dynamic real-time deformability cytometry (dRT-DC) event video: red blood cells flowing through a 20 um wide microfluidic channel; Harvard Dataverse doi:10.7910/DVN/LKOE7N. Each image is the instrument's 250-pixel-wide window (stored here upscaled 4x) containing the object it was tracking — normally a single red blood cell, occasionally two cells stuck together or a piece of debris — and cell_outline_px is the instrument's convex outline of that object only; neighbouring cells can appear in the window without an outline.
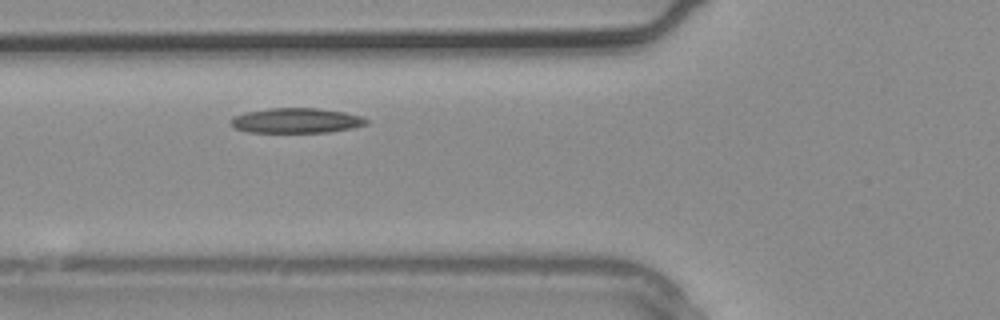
{"species": "common noctule bat (a hibernating species)", "species_latin": "Nyctalus noctula", "temperature_condition": "warm", "stored_images_in_passage": 2, "camera_frame_rate_fps": 3000, "um_per_image_px": 0.085, "animal": {"sex": "male", "body_mass_g": 20.4}, "frame": {"image": 1, "passage_image": 2, "time_ms": 0.333, "image_size_px": [1000, 320], "cell_outline_px": [[368, 124], [352, 128], [328, 132], [248, 132], [236, 128], [228, 120], [232, 116], [244, 112], [268, 108], [320, 108], [344, 112], [360, 116], [368, 120]], "centroid_in_image_um": [25.15, 10.24], "position_along_channel_um": 100.6, "area_um2": 19.83}}